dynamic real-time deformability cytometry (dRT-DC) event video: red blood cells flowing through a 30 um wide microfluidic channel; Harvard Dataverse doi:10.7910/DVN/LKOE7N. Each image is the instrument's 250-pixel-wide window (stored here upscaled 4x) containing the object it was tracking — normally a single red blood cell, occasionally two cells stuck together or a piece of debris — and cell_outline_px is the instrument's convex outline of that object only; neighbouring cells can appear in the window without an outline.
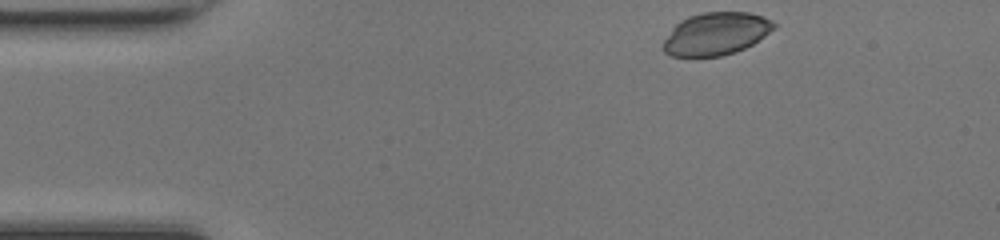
{"species": "common noctule bat (a hibernating species)", "species_latin": "Nyctalus noctula", "temperature_condition": "room temperature", "stored_images_in_passage": 42, "camera_frame_rate_fps": 3000, "um_per_image_px": 0.085, "animal": {"sex": "female", "body_mass_g": 17.0, "forearm_length_mm": 48.0}, "frame": {"image": 1, "passage_image": 1, "time_ms": 0.0, "image_size_px": [1000, 240], "cell_outline_px": [[776, 28], [752, 44], [744, 48], [720, 56], [672, 56], [664, 52], [660, 48], [664, 40], [672, 28], [680, 20], [688, 16], [704, 12], [748, 12], [764, 16], [772, 20], [776, 24]], "centroid_in_image_um": [60.85, 2.86], "position_along_channel_um": 24.2, "area_um2": 27.51}}
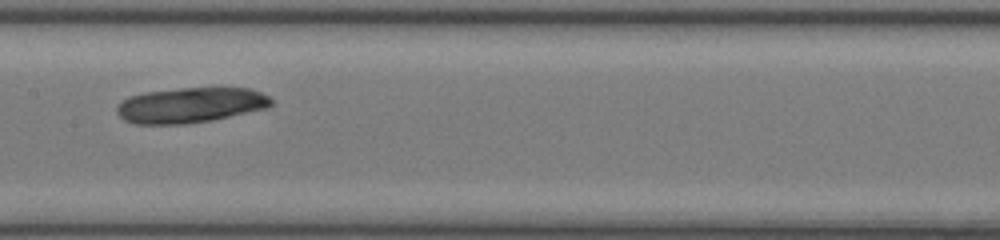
{"frame": {"image": 2, "passage_image": 18, "time_ms": 5.667, "image_size_px": [1000, 240], "cell_outline_px": [[272, 104], [268, 108], [212, 120], [184, 124], [136, 124], [124, 120], [116, 112], [116, 108], [120, 100], [128, 96], [144, 92], [180, 88], [248, 88], [260, 92], [268, 96], [272, 100]], "centroid_in_image_um": [16.15, 8.94], "position_along_channel_um": 191.2, "area_um2": 31.91}}
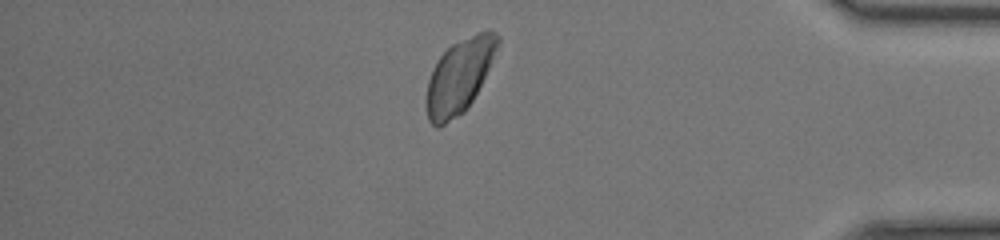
{"frame": {"image": 3, "passage_image": 35, "time_ms": 11.333, "image_size_px": [1000, 240], "cell_outline_px": [[500, 44], [468, 108], [464, 112], [440, 128], [436, 128], [428, 120], [428, 80], [432, 68], [440, 56], [452, 44], [476, 32], [496, 32], [500, 36]], "centroid_in_image_um": [39.04, 6.47], "position_along_channel_um": 396.2, "area_um2": 30.17}}